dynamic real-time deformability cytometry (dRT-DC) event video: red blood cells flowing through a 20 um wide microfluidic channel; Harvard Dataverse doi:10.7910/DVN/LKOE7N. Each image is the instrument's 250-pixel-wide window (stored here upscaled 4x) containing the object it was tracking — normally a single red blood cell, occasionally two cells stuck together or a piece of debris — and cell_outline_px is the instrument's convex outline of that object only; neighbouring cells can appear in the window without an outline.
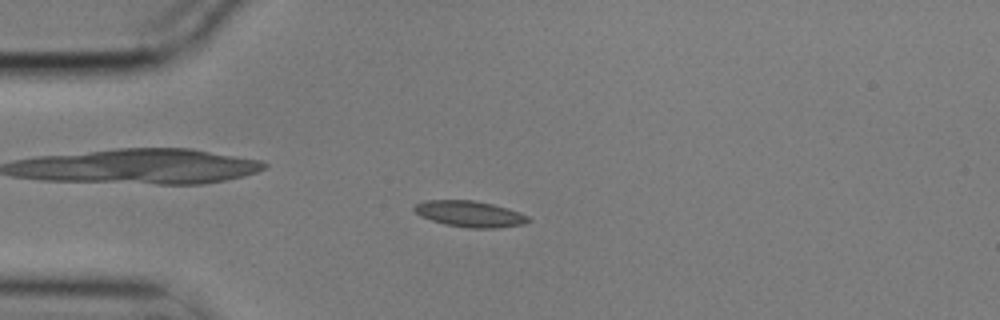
{"species": "common noctule bat (a hibernating species)", "species_latin": "Nyctalus noctula", "temperature_condition": "cold", "stored_images_in_passage": 52, "camera_frame_rate_fps": 3000, "um_per_image_px": 0.085, "animal": {"sex": "male", "body_mass_g": 17.9}, "frame": {"image": 1, "passage_image": 10, "time_ms": 3.0, "image_size_px": [1000, 320], "cell_outline_px": [[532, 220], [524, 224], [496, 228], [468, 228], [444, 224], [420, 216], [412, 208], [416, 204], [424, 200], [472, 200], [492, 204], [508, 208], [520, 212], [528, 216]], "centroid_in_image_um": [39.94, 18.18], "position_along_channel_um": 45.1, "area_um2": 17.4}}
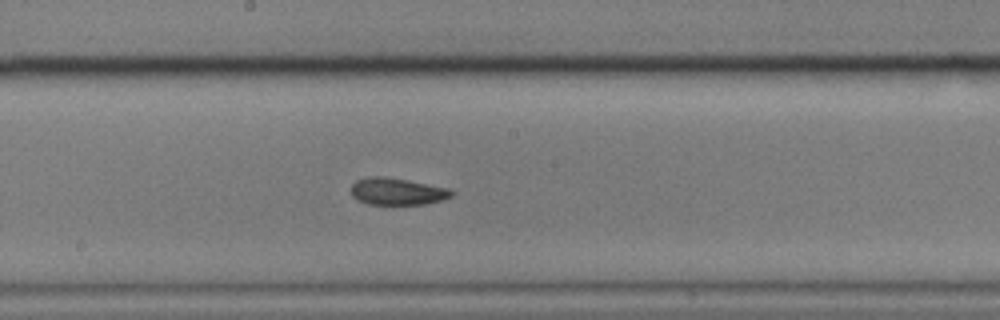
{"frame": {"image": 2, "passage_image": 26, "time_ms": 8.333, "image_size_px": [1000, 320], "cell_outline_px": [[456, 192], [452, 196], [444, 200], [424, 204], [368, 204], [356, 200], [352, 196], [352, 184], [356, 180], [368, 176], [384, 176], [408, 180], [448, 188]], "centroid_in_image_um": [33.77, 16.27], "position_along_channel_um": 214.4, "area_um2": 15.95}}
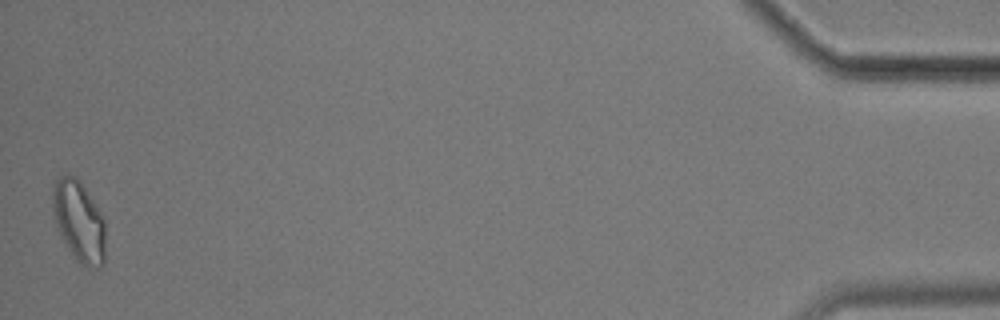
{"frame": {"image": 3, "passage_image": 52, "time_ms": 17.0, "image_size_px": [1000, 320], "cell_outline_px": [[104, 264], [100, 268], [88, 268], [80, 264], [76, 260], [64, 240], [52, 216], [52, 184], [60, 176], [76, 176], [80, 180], [104, 216]], "centroid_in_image_um": [6.71, 18.79], "position_along_channel_um": 428.5, "area_um2": 25.09}, "authors_computed_cell_mechanics": {"area_um2": 16.6753, "velocity_mm_per_s": 3.5011, "shape_relaxation_time_tau1_ms": 4.7761, "shape_relaxation_time_tau2_ms": 4.3948, "deformation_change_tau1": 0.1245, "deformation_change_tau2": 0.0929}}